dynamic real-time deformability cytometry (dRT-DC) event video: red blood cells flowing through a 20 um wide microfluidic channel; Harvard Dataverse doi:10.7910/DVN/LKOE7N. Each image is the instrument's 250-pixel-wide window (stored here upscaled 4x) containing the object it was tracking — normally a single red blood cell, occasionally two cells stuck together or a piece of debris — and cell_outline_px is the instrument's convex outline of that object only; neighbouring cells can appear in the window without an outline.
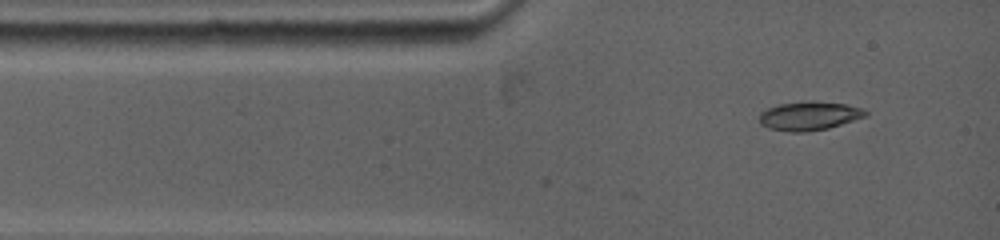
{"species": "common noctule bat (a hibernating species)", "species_latin": "Nyctalus noctula", "temperature_condition": "warm", "stored_images_in_passage": 43, "camera_frame_rate_fps": 5000, "um_per_image_px": 0.085, "animal": {"sex": "female", "body_mass_g": 19.0, "forearm_length_mm": 53.3}, "frame": {"image": 1, "passage_image": 1, "time_ms": 0.0, "image_size_px": [1000, 240], "cell_outline_px": [[868, 116], [828, 128], [804, 132], [792, 132], [768, 128], [760, 124], [760, 112], [768, 108], [780, 104], [844, 104], [860, 108], [868, 112]], "centroid_in_image_um": [68.77, 9.91], "position_along_channel_um": 16.2, "area_um2": 16.82}}
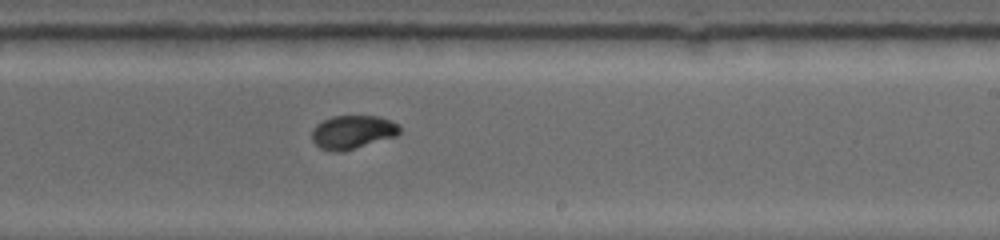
{"frame": {"image": 2, "passage_image": 20, "time_ms": 6.8, "image_size_px": [1000, 240], "cell_outline_px": [[400, 132], [396, 136], [352, 148], [320, 148], [312, 140], [312, 128], [316, 124], [332, 116], [380, 116], [396, 124], [400, 128]], "centroid_in_image_um": [29.97, 11.16], "position_along_channel_um": 259.0, "area_um2": 16.3}}
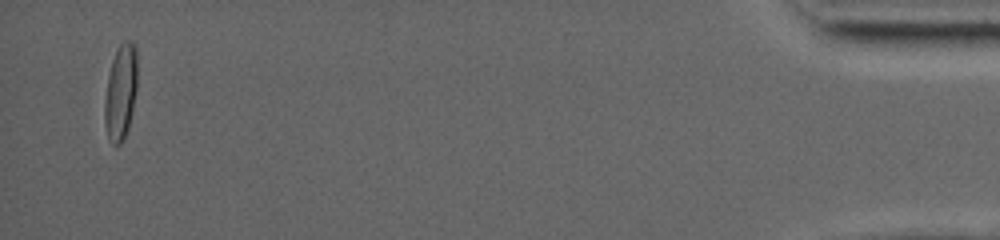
{"frame": {"image": 3, "passage_image": 40, "time_ms": 14.4, "image_size_px": [1000, 240], "cell_outline_px": [[136, 92], [128, 128], [120, 144], [112, 144], [108, 140], [104, 124], [104, 100], [108, 76], [112, 60], [120, 44], [124, 40], [132, 40], [136, 48]], "centroid_in_image_um": [10.24, 7.83], "position_along_channel_um": 425.0, "area_um2": 18.15}, "authors_computed_cell_mechanics": {"area_um2": 17.1088, "velocity_mm_per_s": 3.9248, "shape_relaxation_time_tau1_ms": 4.2158, "shape_relaxation_time_tau2_ms": null, "deformation_change_tau1": 0.195, "deformation_change_tau2": null}}